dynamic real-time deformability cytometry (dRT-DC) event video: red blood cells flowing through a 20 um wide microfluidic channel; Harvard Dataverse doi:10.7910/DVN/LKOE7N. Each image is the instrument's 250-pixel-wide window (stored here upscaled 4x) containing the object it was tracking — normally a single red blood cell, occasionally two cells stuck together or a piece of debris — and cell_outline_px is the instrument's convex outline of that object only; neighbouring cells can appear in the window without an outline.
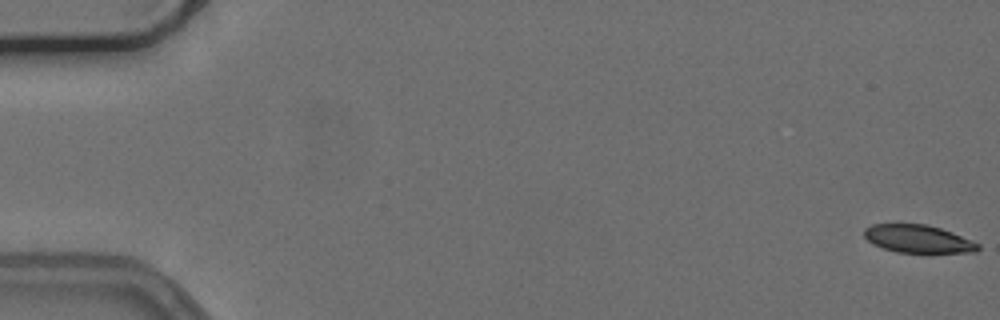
{"species": "common noctule bat (a hibernating species)", "species_latin": "Nyctalus noctula", "temperature_condition": "cold", "stored_images_in_passage": 55, "camera_frame_rate_fps": 3000, "um_per_image_px": 0.085, "animal": {"sex": "female", "body_mass_g": 24.6, "forearm_length_mm": 56.2}, "frame": {"image": 1, "passage_image": 1, "time_ms": 0.0, "image_size_px": [1000, 320], "cell_outline_px": [[980, 248], [976, 252], [896, 252], [872, 244], [864, 236], [864, 228], [872, 224], [924, 224], [940, 228], [952, 232], [980, 244]], "centroid_in_image_um": [78.02, 20.3], "position_along_channel_um": 7.0, "area_um2": 18.32}}
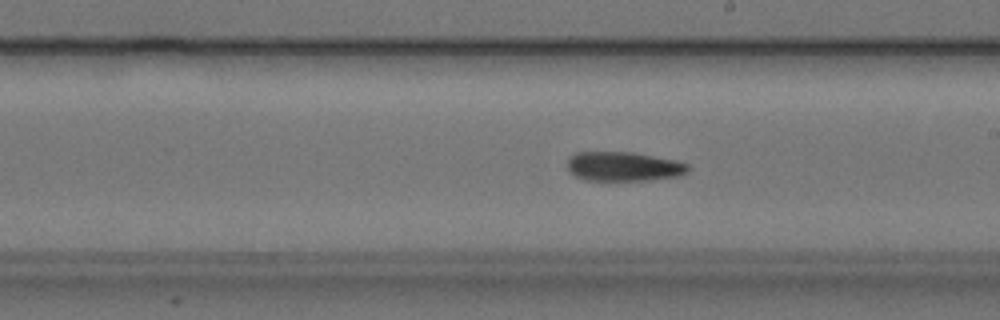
{"frame": {"image": 2, "passage_image": 32, "time_ms": 10.333, "image_size_px": [1000, 320], "cell_outline_px": [[688, 172], [680, 176], [648, 180], [584, 180], [568, 172], [568, 160], [576, 152], [632, 152], [676, 160], [688, 164]], "centroid_in_image_um": [53.01, 14.15], "position_along_channel_um": 236.0, "area_um2": 20.63}}
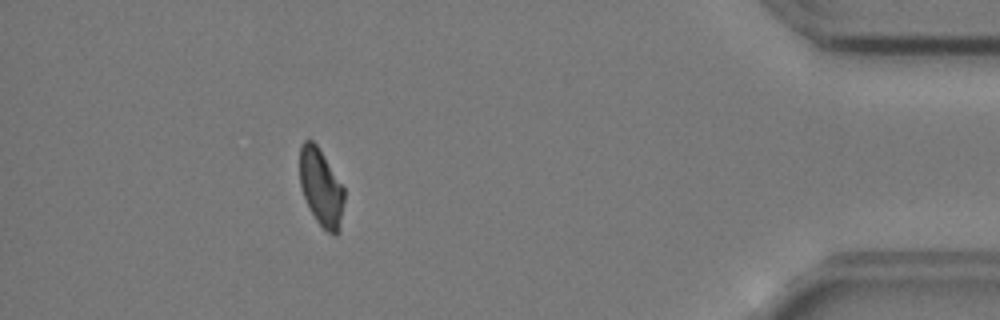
{"frame": {"image": 3, "passage_image": 50, "time_ms": 16.333, "image_size_px": [1000, 320], "cell_outline_px": [[344, 200], [340, 232], [336, 236], [328, 232], [316, 220], [304, 196], [300, 184], [300, 144], [304, 140], [312, 140], [316, 144], [344, 188]], "centroid_in_image_um": [27.3, 15.95], "position_along_channel_um": 407.9, "area_um2": 19.77}}